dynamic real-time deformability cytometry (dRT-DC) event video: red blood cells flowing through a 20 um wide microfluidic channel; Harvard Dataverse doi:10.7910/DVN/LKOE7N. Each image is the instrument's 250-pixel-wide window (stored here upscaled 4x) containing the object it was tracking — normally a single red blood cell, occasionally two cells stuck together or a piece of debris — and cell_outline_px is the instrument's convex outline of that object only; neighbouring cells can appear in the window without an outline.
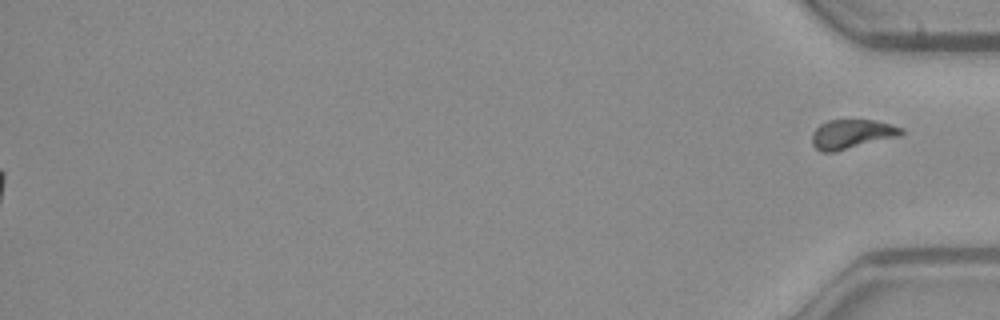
{"species": "common noctule bat (a hibernating species)", "species_latin": "Nyctalus noctula", "temperature_condition": "warm", "stored_images_in_passage": 50, "segment_of_instrument_passage": [2, 2], "camera_frame_rate_fps": 3000, "um_per_image_px": 0.085, "animal": {"sex": "male", "body_mass_g": 23.1, "forearm_length_mm": 52.7}, "frame": {"image": 1, "passage_image": 50, "time_ms": 16.333, "image_size_px": [1000, 320], "cell_outline_px": [[904, 132], [900, 136], [836, 152], [820, 152], [812, 144], [812, 132], [820, 124], [828, 120], [872, 120], [892, 124], [904, 128]], "centroid_in_image_um": [72.41, 11.41], "position_along_channel_um": 362.8, "area_um2": 15.43}}